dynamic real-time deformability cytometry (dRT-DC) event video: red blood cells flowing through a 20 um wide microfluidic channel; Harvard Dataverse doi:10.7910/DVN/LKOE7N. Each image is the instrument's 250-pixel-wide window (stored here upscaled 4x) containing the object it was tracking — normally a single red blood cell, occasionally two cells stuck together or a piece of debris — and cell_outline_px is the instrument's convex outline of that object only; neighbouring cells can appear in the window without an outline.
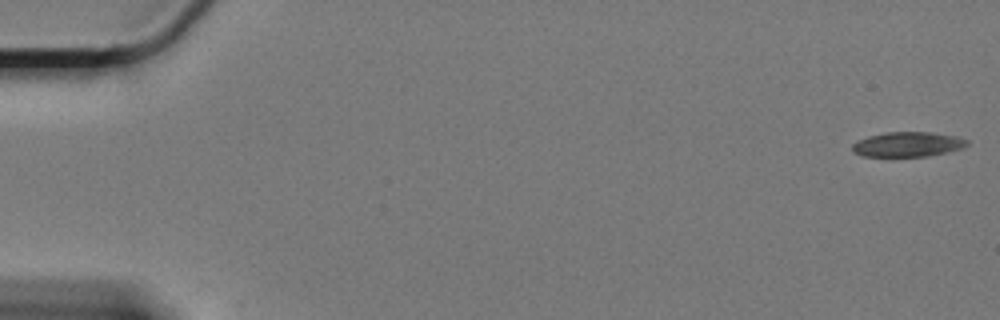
{"species": "Egyptian fruit bat (a non-hibernating species)", "species_latin": "Rousettus aegyptiacus", "temperature_condition": "cold", "stored_images_in_passage": 7, "camera_frame_rate_fps": 3000, "um_per_image_px": 0.085, "animal": {"sex": "female"}, "frame": {"image": 1, "passage_image": 1, "time_ms": 0.0, "image_size_px": [1000, 320], "cell_outline_px": [[968, 144], [964, 148], [948, 152], [928, 156], [860, 156], [852, 152], [852, 144], [868, 136], [888, 132], [928, 132], [960, 136], [968, 140]], "centroid_in_image_um": [77.19, 12.27], "position_along_channel_um": 7.8, "area_um2": 16.7}}